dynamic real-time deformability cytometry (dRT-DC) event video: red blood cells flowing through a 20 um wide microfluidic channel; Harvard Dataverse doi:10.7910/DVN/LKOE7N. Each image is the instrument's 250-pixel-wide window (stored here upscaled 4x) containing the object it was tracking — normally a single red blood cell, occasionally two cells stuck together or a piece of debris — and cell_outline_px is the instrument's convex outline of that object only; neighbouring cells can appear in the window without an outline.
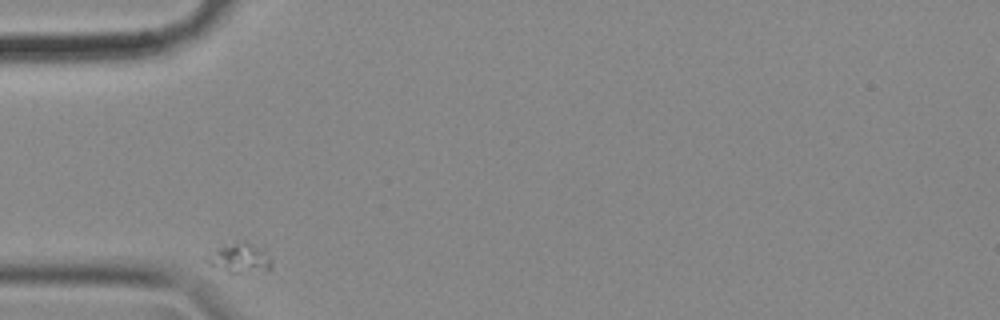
{"species": "common noctule bat (a hibernating species)", "species_latin": "Nyctalus noctula", "temperature_condition": "cold", "stored_images_in_passage": 33, "camera_frame_rate_fps": 3000, "um_per_image_px": 0.085, "animal": {"sex": "female", "body_mass_g": 18.4}, "frame": {"image": 1, "passage_image": 1, "time_ms": 0.0, "image_size_px": [1000, 320], "cell_outline_px": [[272, 268], [240, 272], [228, 272], [208, 264], [204, 260], [204, 256], [220, 248], [244, 240], [268, 252], [272, 260]], "centroid_in_image_um": [20.38, 21.93], "position_along_channel_um": 64.6, "area_um2": 10.81}}